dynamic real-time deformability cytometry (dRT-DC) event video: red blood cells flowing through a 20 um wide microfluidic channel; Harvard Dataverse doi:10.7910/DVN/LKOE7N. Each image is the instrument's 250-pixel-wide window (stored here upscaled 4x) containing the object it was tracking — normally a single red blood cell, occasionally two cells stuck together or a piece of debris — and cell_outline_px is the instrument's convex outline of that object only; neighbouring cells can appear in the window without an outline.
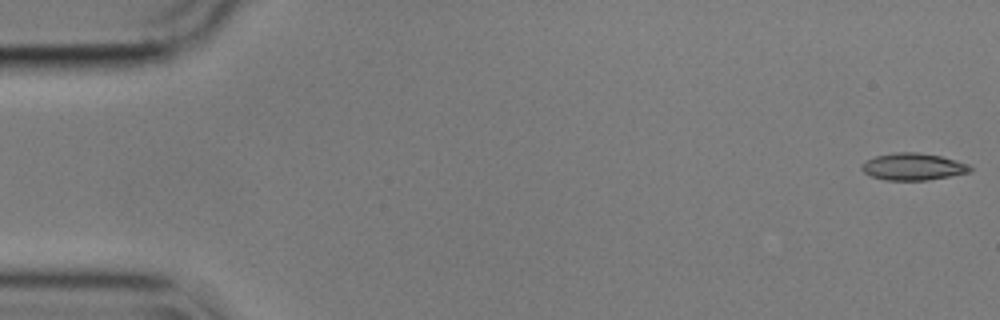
{"species": "common noctule bat (a hibernating species)", "species_latin": "Nyctalus noctula", "temperature_condition": "cold", "stored_images_in_passage": 56, "camera_frame_rate_fps": 3000, "um_per_image_px": 0.085, "animal": {"sex": "male", "body_mass_g": 17.9}, "frame": {"image": 1, "passage_image": 1, "time_ms": 0.0, "image_size_px": [1000, 320], "cell_outline_px": [[972, 172], [928, 180], [884, 180], [872, 176], [864, 172], [860, 168], [864, 160], [876, 156], [896, 152], [916, 152], [940, 156], [956, 160], [968, 164], [972, 168]], "centroid_in_image_um": [77.61, 14.17], "position_along_channel_um": 7.4, "area_um2": 17.11}}
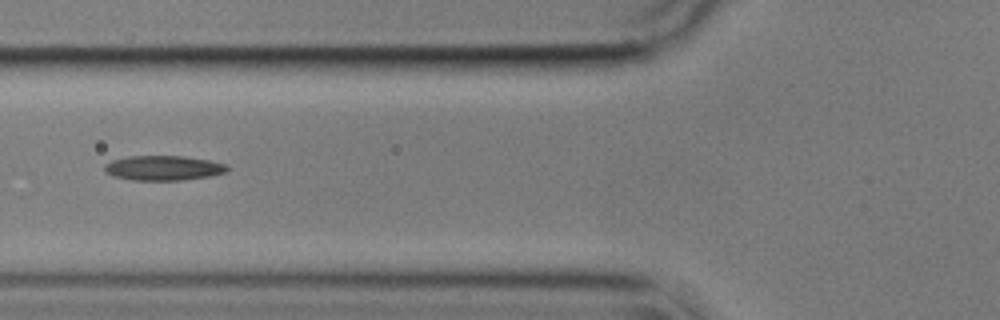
{"frame": {"image": 2, "passage_image": 21, "time_ms": 6.667, "image_size_px": [1000, 320], "cell_outline_px": [[228, 172], [208, 176], [180, 180], [132, 180], [112, 176], [104, 172], [104, 164], [112, 160], [128, 156], [184, 156], [208, 160], [224, 164], [228, 168]], "centroid_in_image_um": [13.83, 14.28], "position_along_channel_um": 112.0, "area_um2": 17.69}}
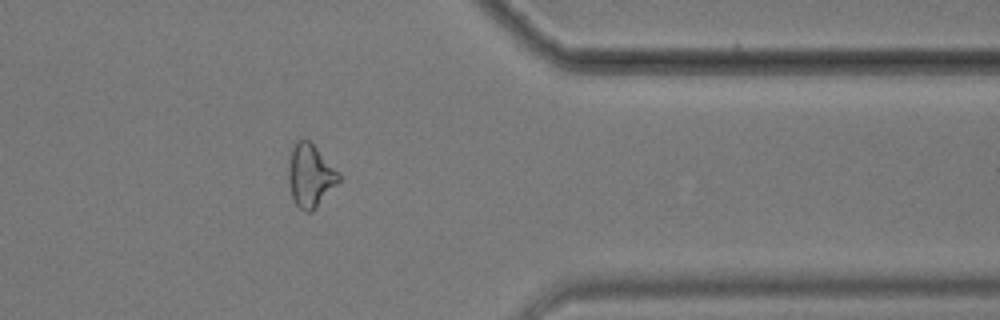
{"frame": {"image": 3, "passage_image": 45, "time_ms": 14.667, "image_size_px": [1000, 320], "cell_outline_px": [[340, 180], [316, 208], [312, 212], [304, 212], [296, 204], [292, 196], [288, 184], [288, 164], [292, 148], [296, 140], [300, 136], [308, 140], [316, 148], [340, 176]], "centroid_in_image_um": [26.32, 14.93], "position_along_channel_um": 385.1, "area_um2": 18.21}, "authors_computed_cell_mechanics": {"area_um2": 17.7735, "velocity_mm_per_s": 3.5887, "shape_relaxation_time_tau1_ms": 8.1669, "shape_relaxation_time_tau2_ms": 5.3047, "deformation_change_tau1": 0.179, "deformation_change_tau2": 0.1476}}